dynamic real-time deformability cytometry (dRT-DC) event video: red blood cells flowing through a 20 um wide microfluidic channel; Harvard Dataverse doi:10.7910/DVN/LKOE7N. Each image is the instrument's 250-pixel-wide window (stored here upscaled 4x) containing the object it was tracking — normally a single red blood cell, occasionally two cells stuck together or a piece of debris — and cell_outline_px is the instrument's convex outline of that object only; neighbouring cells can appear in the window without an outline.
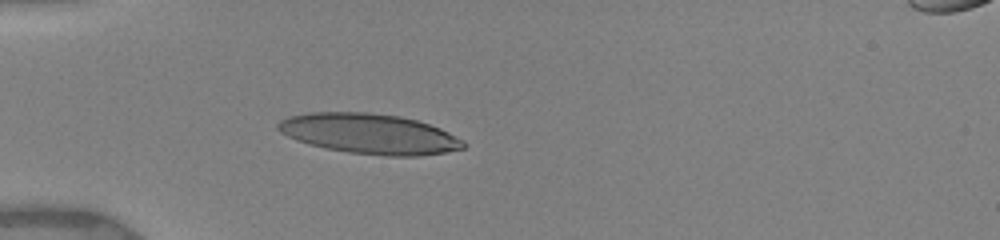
{"species": "human", "species_latin": "Homo sapiens", "temperature_condition": "warm", "stored_images_in_passage": 36, "camera_frame_rate_fps": 3000, "um_per_image_px": 0.085, "donor": {"sex": "female"}, "frame": {"image": 1, "passage_image": 1, "time_ms": 0.0, "image_size_px": [1000, 240], "cell_outline_px": [[468, 144], [464, 148], [444, 152], [420, 156], [388, 156], [348, 152], [308, 144], [296, 140], [280, 132], [276, 128], [276, 124], [280, 120], [288, 116], [308, 112], [368, 112], [400, 116], [416, 120], [440, 128], [464, 140]], "centroid_in_image_um": [31.39, 11.36], "position_along_channel_um": 53.6, "area_um2": 43.52}}
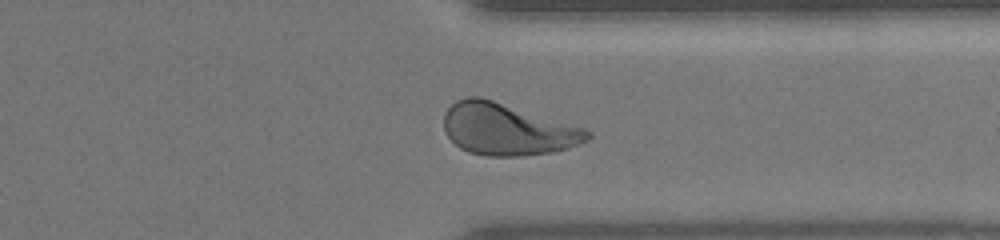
{"frame": {"image": 2, "passage_image": 26, "time_ms": 8.333, "image_size_px": [1000, 240], "cell_outline_px": [[592, 136], [588, 140], [580, 144], [552, 152], [520, 156], [488, 156], [468, 152], [460, 148], [448, 136], [444, 128], [444, 116], [448, 108], [456, 100], [468, 96], [480, 96], [584, 128], [592, 132]], "centroid_in_image_um": [43.12, 10.99], "position_along_channel_um": 368.3, "area_um2": 43.12}}
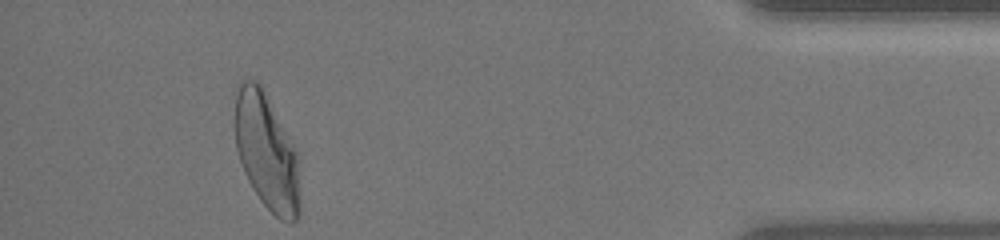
{"frame": {"image": 3, "passage_image": 33, "time_ms": 10.667, "image_size_px": [1000, 240], "cell_outline_px": [[300, 212], [296, 220], [292, 224], [288, 224], [280, 220], [260, 200], [252, 188], [244, 172], [236, 148], [232, 124], [236, 88], [240, 80], [256, 80], [260, 84], [300, 156]], "centroid_in_image_um": [22.66, 12.91], "position_along_channel_um": 412.5, "area_um2": 45.32}, "authors_computed_cell_mechanics": {"area_um2": 42.3963, "velocity_mm_per_s": 3.9526, "shape_relaxation_time_tau1_ms": 6.4393, "shape_relaxation_time_tau2_ms": 0.9194, "deformation_change_tau1": 0.2676, "deformation_change_tau2": 0.0828}}